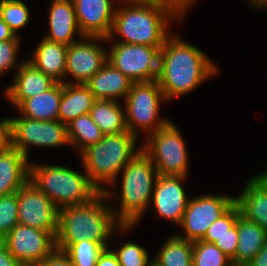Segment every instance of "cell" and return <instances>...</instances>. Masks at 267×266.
Listing matches in <instances>:
<instances>
[{"label": "cell", "instance_id": "obj_6", "mask_svg": "<svg viewBox=\"0 0 267 266\" xmlns=\"http://www.w3.org/2000/svg\"><path fill=\"white\" fill-rule=\"evenodd\" d=\"M29 180L45 193L60 210L66 206L86 203L100 191L86 172L80 174L60 165L29 163Z\"/></svg>", "mask_w": 267, "mask_h": 266}, {"label": "cell", "instance_id": "obj_37", "mask_svg": "<svg viewBox=\"0 0 267 266\" xmlns=\"http://www.w3.org/2000/svg\"><path fill=\"white\" fill-rule=\"evenodd\" d=\"M36 266H74L69 257L61 250L56 249Z\"/></svg>", "mask_w": 267, "mask_h": 266}, {"label": "cell", "instance_id": "obj_41", "mask_svg": "<svg viewBox=\"0 0 267 266\" xmlns=\"http://www.w3.org/2000/svg\"><path fill=\"white\" fill-rule=\"evenodd\" d=\"M18 36L19 35H15V33L10 29V27L0 17V41L20 40V38Z\"/></svg>", "mask_w": 267, "mask_h": 266}, {"label": "cell", "instance_id": "obj_48", "mask_svg": "<svg viewBox=\"0 0 267 266\" xmlns=\"http://www.w3.org/2000/svg\"><path fill=\"white\" fill-rule=\"evenodd\" d=\"M229 266H239V265L232 263V264H231V265H229Z\"/></svg>", "mask_w": 267, "mask_h": 266}, {"label": "cell", "instance_id": "obj_11", "mask_svg": "<svg viewBox=\"0 0 267 266\" xmlns=\"http://www.w3.org/2000/svg\"><path fill=\"white\" fill-rule=\"evenodd\" d=\"M233 204L234 197L221 194L190 198L179 225L185 236L176 235L190 242L202 240L209 226Z\"/></svg>", "mask_w": 267, "mask_h": 266}, {"label": "cell", "instance_id": "obj_45", "mask_svg": "<svg viewBox=\"0 0 267 266\" xmlns=\"http://www.w3.org/2000/svg\"><path fill=\"white\" fill-rule=\"evenodd\" d=\"M179 1L186 9H189V7L193 4L195 0H176Z\"/></svg>", "mask_w": 267, "mask_h": 266}, {"label": "cell", "instance_id": "obj_46", "mask_svg": "<svg viewBox=\"0 0 267 266\" xmlns=\"http://www.w3.org/2000/svg\"><path fill=\"white\" fill-rule=\"evenodd\" d=\"M5 248V236L0 233V251Z\"/></svg>", "mask_w": 267, "mask_h": 266}, {"label": "cell", "instance_id": "obj_3", "mask_svg": "<svg viewBox=\"0 0 267 266\" xmlns=\"http://www.w3.org/2000/svg\"><path fill=\"white\" fill-rule=\"evenodd\" d=\"M93 199L86 203L66 206L59 210L58 232L56 236L57 249L64 251L70 244L82 240L100 242L105 247L107 241L114 233L113 229L119 227L121 231L130 230L133 225H121L114 216L111 206L104 204L115 194L105 187ZM109 238V239H108Z\"/></svg>", "mask_w": 267, "mask_h": 266}, {"label": "cell", "instance_id": "obj_38", "mask_svg": "<svg viewBox=\"0 0 267 266\" xmlns=\"http://www.w3.org/2000/svg\"><path fill=\"white\" fill-rule=\"evenodd\" d=\"M11 147L10 122L9 118L0 121V153Z\"/></svg>", "mask_w": 267, "mask_h": 266}, {"label": "cell", "instance_id": "obj_47", "mask_svg": "<svg viewBox=\"0 0 267 266\" xmlns=\"http://www.w3.org/2000/svg\"><path fill=\"white\" fill-rule=\"evenodd\" d=\"M148 266H159L155 261H151V263Z\"/></svg>", "mask_w": 267, "mask_h": 266}, {"label": "cell", "instance_id": "obj_9", "mask_svg": "<svg viewBox=\"0 0 267 266\" xmlns=\"http://www.w3.org/2000/svg\"><path fill=\"white\" fill-rule=\"evenodd\" d=\"M161 48L116 42L107 53V61L132 82L153 81L159 72Z\"/></svg>", "mask_w": 267, "mask_h": 266}, {"label": "cell", "instance_id": "obj_35", "mask_svg": "<svg viewBox=\"0 0 267 266\" xmlns=\"http://www.w3.org/2000/svg\"><path fill=\"white\" fill-rule=\"evenodd\" d=\"M19 40H6L0 41V71L2 74L12 67L19 68L20 64H17V54L20 46Z\"/></svg>", "mask_w": 267, "mask_h": 266}, {"label": "cell", "instance_id": "obj_32", "mask_svg": "<svg viewBox=\"0 0 267 266\" xmlns=\"http://www.w3.org/2000/svg\"><path fill=\"white\" fill-rule=\"evenodd\" d=\"M112 250L120 266H148L151 263L145 248L136 243L128 241L122 244L119 249Z\"/></svg>", "mask_w": 267, "mask_h": 266}, {"label": "cell", "instance_id": "obj_20", "mask_svg": "<svg viewBox=\"0 0 267 266\" xmlns=\"http://www.w3.org/2000/svg\"><path fill=\"white\" fill-rule=\"evenodd\" d=\"M132 83V80L107 61L86 85L95 99L119 101L121 97L126 98Z\"/></svg>", "mask_w": 267, "mask_h": 266}, {"label": "cell", "instance_id": "obj_27", "mask_svg": "<svg viewBox=\"0 0 267 266\" xmlns=\"http://www.w3.org/2000/svg\"><path fill=\"white\" fill-rule=\"evenodd\" d=\"M67 135L70 146L73 145L77 148L78 154H80L84 149L98 143L105 134L87 113L67 124Z\"/></svg>", "mask_w": 267, "mask_h": 266}, {"label": "cell", "instance_id": "obj_10", "mask_svg": "<svg viewBox=\"0 0 267 266\" xmlns=\"http://www.w3.org/2000/svg\"><path fill=\"white\" fill-rule=\"evenodd\" d=\"M11 146L28 158L29 146L53 148L69 144L67 125L59 120L41 121L24 116L9 118Z\"/></svg>", "mask_w": 267, "mask_h": 266}, {"label": "cell", "instance_id": "obj_16", "mask_svg": "<svg viewBox=\"0 0 267 266\" xmlns=\"http://www.w3.org/2000/svg\"><path fill=\"white\" fill-rule=\"evenodd\" d=\"M72 1L81 34L87 37L107 38L111 32L116 11L113 3L120 0Z\"/></svg>", "mask_w": 267, "mask_h": 266}, {"label": "cell", "instance_id": "obj_43", "mask_svg": "<svg viewBox=\"0 0 267 266\" xmlns=\"http://www.w3.org/2000/svg\"><path fill=\"white\" fill-rule=\"evenodd\" d=\"M259 188L267 193V169L263 173H259L257 176L250 178Z\"/></svg>", "mask_w": 267, "mask_h": 266}, {"label": "cell", "instance_id": "obj_29", "mask_svg": "<svg viewBox=\"0 0 267 266\" xmlns=\"http://www.w3.org/2000/svg\"><path fill=\"white\" fill-rule=\"evenodd\" d=\"M231 259L214 243L202 240L193 242L192 266H229Z\"/></svg>", "mask_w": 267, "mask_h": 266}, {"label": "cell", "instance_id": "obj_42", "mask_svg": "<svg viewBox=\"0 0 267 266\" xmlns=\"http://www.w3.org/2000/svg\"><path fill=\"white\" fill-rule=\"evenodd\" d=\"M246 266H267V241L258 254Z\"/></svg>", "mask_w": 267, "mask_h": 266}, {"label": "cell", "instance_id": "obj_26", "mask_svg": "<svg viewBox=\"0 0 267 266\" xmlns=\"http://www.w3.org/2000/svg\"><path fill=\"white\" fill-rule=\"evenodd\" d=\"M89 115L104 134L129 132L125 111L115 100L96 99Z\"/></svg>", "mask_w": 267, "mask_h": 266}, {"label": "cell", "instance_id": "obj_21", "mask_svg": "<svg viewBox=\"0 0 267 266\" xmlns=\"http://www.w3.org/2000/svg\"><path fill=\"white\" fill-rule=\"evenodd\" d=\"M67 47L44 38L28 61L57 83H65Z\"/></svg>", "mask_w": 267, "mask_h": 266}, {"label": "cell", "instance_id": "obj_44", "mask_svg": "<svg viewBox=\"0 0 267 266\" xmlns=\"http://www.w3.org/2000/svg\"><path fill=\"white\" fill-rule=\"evenodd\" d=\"M250 4L253 8H259V7H266L267 8V0H250ZM255 6V7H254Z\"/></svg>", "mask_w": 267, "mask_h": 266}, {"label": "cell", "instance_id": "obj_25", "mask_svg": "<svg viewBox=\"0 0 267 266\" xmlns=\"http://www.w3.org/2000/svg\"><path fill=\"white\" fill-rule=\"evenodd\" d=\"M240 215L267 231V193L251 179L248 180L240 196L234 197Z\"/></svg>", "mask_w": 267, "mask_h": 266}, {"label": "cell", "instance_id": "obj_31", "mask_svg": "<svg viewBox=\"0 0 267 266\" xmlns=\"http://www.w3.org/2000/svg\"><path fill=\"white\" fill-rule=\"evenodd\" d=\"M0 17L16 34L30 20L29 9L22 0H4L0 5Z\"/></svg>", "mask_w": 267, "mask_h": 266}, {"label": "cell", "instance_id": "obj_30", "mask_svg": "<svg viewBox=\"0 0 267 266\" xmlns=\"http://www.w3.org/2000/svg\"><path fill=\"white\" fill-rule=\"evenodd\" d=\"M104 248L100 242L82 240L70 244L63 252L74 266H96V260Z\"/></svg>", "mask_w": 267, "mask_h": 266}, {"label": "cell", "instance_id": "obj_40", "mask_svg": "<svg viewBox=\"0 0 267 266\" xmlns=\"http://www.w3.org/2000/svg\"><path fill=\"white\" fill-rule=\"evenodd\" d=\"M0 266H23L5 247L0 251Z\"/></svg>", "mask_w": 267, "mask_h": 266}, {"label": "cell", "instance_id": "obj_28", "mask_svg": "<svg viewBox=\"0 0 267 266\" xmlns=\"http://www.w3.org/2000/svg\"><path fill=\"white\" fill-rule=\"evenodd\" d=\"M193 242L172 235L154 257L159 266H192Z\"/></svg>", "mask_w": 267, "mask_h": 266}, {"label": "cell", "instance_id": "obj_18", "mask_svg": "<svg viewBox=\"0 0 267 266\" xmlns=\"http://www.w3.org/2000/svg\"><path fill=\"white\" fill-rule=\"evenodd\" d=\"M49 33L43 38L69 46L75 41L74 34H81L72 0H53L49 9Z\"/></svg>", "mask_w": 267, "mask_h": 266}, {"label": "cell", "instance_id": "obj_22", "mask_svg": "<svg viewBox=\"0 0 267 266\" xmlns=\"http://www.w3.org/2000/svg\"><path fill=\"white\" fill-rule=\"evenodd\" d=\"M95 100L86 84L63 83L57 120L69 124L78 116L89 113Z\"/></svg>", "mask_w": 267, "mask_h": 266}, {"label": "cell", "instance_id": "obj_5", "mask_svg": "<svg viewBox=\"0 0 267 266\" xmlns=\"http://www.w3.org/2000/svg\"><path fill=\"white\" fill-rule=\"evenodd\" d=\"M120 209L112 208L121 225H133L150 206L158 172L149 156L139 152L122 169Z\"/></svg>", "mask_w": 267, "mask_h": 266}, {"label": "cell", "instance_id": "obj_15", "mask_svg": "<svg viewBox=\"0 0 267 266\" xmlns=\"http://www.w3.org/2000/svg\"><path fill=\"white\" fill-rule=\"evenodd\" d=\"M187 177L158 175L151 202L157 214L180 225L189 198L183 188Z\"/></svg>", "mask_w": 267, "mask_h": 266}, {"label": "cell", "instance_id": "obj_12", "mask_svg": "<svg viewBox=\"0 0 267 266\" xmlns=\"http://www.w3.org/2000/svg\"><path fill=\"white\" fill-rule=\"evenodd\" d=\"M5 247L23 266H36L57 249L56 236L48 231L17 224L5 236Z\"/></svg>", "mask_w": 267, "mask_h": 266}, {"label": "cell", "instance_id": "obj_1", "mask_svg": "<svg viewBox=\"0 0 267 266\" xmlns=\"http://www.w3.org/2000/svg\"><path fill=\"white\" fill-rule=\"evenodd\" d=\"M113 25L106 42L117 34L118 42L146 46H163L170 35L168 26L172 20H180L187 9L176 0H120ZM168 29V30H167Z\"/></svg>", "mask_w": 267, "mask_h": 266}, {"label": "cell", "instance_id": "obj_2", "mask_svg": "<svg viewBox=\"0 0 267 266\" xmlns=\"http://www.w3.org/2000/svg\"><path fill=\"white\" fill-rule=\"evenodd\" d=\"M218 73V66L197 47L170 34L160 49L157 82L166 100L185 95Z\"/></svg>", "mask_w": 267, "mask_h": 266}, {"label": "cell", "instance_id": "obj_8", "mask_svg": "<svg viewBox=\"0 0 267 266\" xmlns=\"http://www.w3.org/2000/svg\"><path fill=\"white\" fill-rule=\"evenodd\" d=\"M141 149L149 156L158 175L187 177L188 153L179 129L169 121L148 135Z\"/></svg>", "mask_w": 267, "mask_h": 266}, {"label": "cell", "instance_id": "obj_39", "mask_svg": "<svg viewBox=\"0 0 267 266\" xmlns=\"http://www.w3.org/2000/svg\"><path fill=\"white\" fill-rule=\"evenodd\" d=\"M96 266H120V264L113 250L105 247L96 260Z\"/></svg>", "mask_w": 267, "mask_h": 266}, {"label": "cell", "instance_id": "obj_4", "mask_svg": "<svg viewBox=\"0 0 267 266\" xmlns=\"http://www.w3.org/2000/svg\"><path fill=\"white\" fill-rule=\"evenodd\" d=\"M137 138L130 132L105 134L98 143L80 153L84 171L100 192L106 190L105 183L115 185L116 176L140 151L141 147L136 148Z\"/></svg>", "mask_w": 267, "mask_h": 266}, {"label": "cell", "instance_id": "obj_7", "mask_svg": "<svg viewBox=\"0 0 267 266\" xmlns=\"http://www.w3.org/2000/svg\"><path fill=\"white\" fill-rule=\"evenodd\" d=\"M166 98L157 80L133 82L125 101V119L128 131L139 135V130L147 135L156 132L169 121L159 117L161 101Z\"/></svg>", "mask_w": 267, "mask_h": 266}, {"label": "cell", "instance_id": "obj_23", "mask_svg": "<svg viewBox=\"0 0 267 266\" xmlns=\"http://www.w3.org/2000/svg\"><path fill=\"white\" fill-rule=\"evenodd\" d=\"M63 83H56L49 90L25 99L16 109L21 116L33 120H57Z\"/></svg>", "mask_w": 267, "mask_h": 266}, {"label": "cell", "instance_id": "obj_34", "mask_svg": "<svg viewBox=\"0 0 267 266\" xmlns=\"http://www.w3.org/2000/svg\"><path fill=\"white\" fill-rule=\"evenodd\" d=\"M17 224V192L6 196H0V233L6 236Z\"/></svg>", "mask_w": 267, "mask_h": 266}, {"label": "cell", "instance_id": "obj_24", "mask_svg": "<svg viewBox=\"0 0 267 266\" xmlns=\"http://www.w3.org/2000/svg\"><path fill=\"white\" fill-rule=\"evenodd\" d=\"M238 246L235 264L246 266L267 241V231L258 224L239 215L237 219Z\"/></svg>", "mask_w": 267, "mask_h": 266}, {"label": "cell", "instance_id": "obj_13", "mask_svg": "<svg viewBox=\"0 0 267 266\" xmlns=\"http://www.w3.org/2000/svg\"><path fill=\"white\" fill-rule=\"evenodd\" d=\"M18 224L48 231L57 236L59 209L28 180L18 191Z\"/></svg>", "mask_w": 267, "mask_h": 266}, {"label": "cell", "instance_id": "obj_36", "mask_svg": "<svg viewBox=\"0 0 267 266\" xmlns=\"http://www.w3.org/2000/svg\"><path fill=\"white\" fill-rule=\"evenodd\" d=\"M214 244L226 255L228 256L232 263L235 264V253L238 246V231H237V221L236 224L228 230V233L220 236Z\"/></svg>", "mask_w": 267, "mask_h": 266}, {"label": "cell", "instance_id": "obj_33", "mask_svg": "<svg viewBox=\"0 0 267 266\" xmlns=\"http://www.w3.org/2000/svg\"><path fill=\"white\" fill-rule=\"evenodd\" d=\"M239 215V208L234 203L224 214L209 226L202 241L214 243L220 236L228 233V230L236 224Z\"/></svg>", "mask_w": 267, "mask_h": 266}, {"label": "cell", "instance_id": "obj_19", "mask_svg": "<svg viewBox=\"0 0 267 266\" xmlns=\"http://www.w3.org/2000/svg\"><path fill=\"white\" fill-rule=\"evenodd\" d=\"M29 163L12 146L0 153V196L16 193L29 180Z\"/></svg>", "mask_w": 267, "mask_h": 266}, {"label": "cell", "instance_id": "obj_17", "mask_svg": "<svg viewBox=\"0 0 267 266\" xmlns=\"http://www.w3.org/2000/svg\"><path fill=\"white\" fill-rule=\"evenodd\" d=\"M56 83L28 60L22 61L13 84L5 90V95L17 108L25 99L49 90Z\"/></svg>", "mask_w": 267, "mask_h": 266}, {"label": "cell", "instance_id": "obj_14", "mask_svg": "<svg viewBox=\"0 0 267 266\" xmlns=\"http://www.w3.org/2000/svg\"><path fill=\"white\" fill-rule=\"evenodd\" d=\"M97 41L103 42L106 38L84 36L67 47L65 79L69 74L75 79L65 81L66 84H86L105 65L107 50Z\"/></svg>", "mask_w": 267, "mask_h": 266}]
</instances>
